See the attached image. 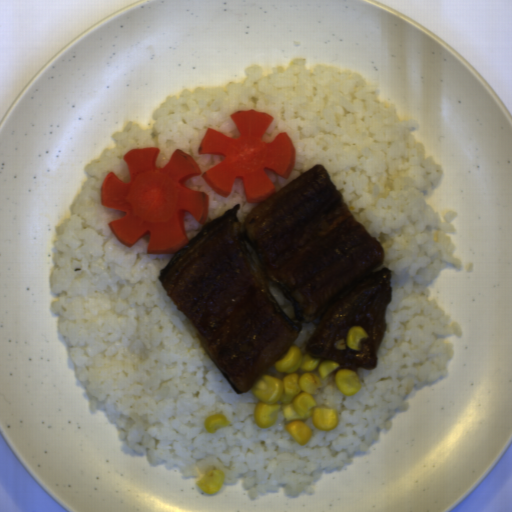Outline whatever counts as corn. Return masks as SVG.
Listing matches in <instances>:
<instances>
[{
	"instance_id": "obj_1",
	"label": "corn",
	"mask_w": 512,
	"mask_h": 512,
	"mask_svg": "<svg viewBox=\"0 0 512 512\" xmlns=\"http://www.w3.org/2000/svg\"><path fill=\"white\" fill-rule=\"evenodd\" d=\"M339 366L334 360L311 357L302 347L293 345L251 388L250 393L257 396L254 422L265 430L273 427L279 412H283L284 429L300 446L313 435L306 423L309 418L317 430L335 429L339 423L337 408L317 405L315 395Z\"/></svg>"
},
{
	"instance_id": "obj_2",
	"label": "corn",
	"mask_w": 512,
	"mask_h": 512,
	"mask_svg": "<svg viewBox=\"0 0 512 512\" xmlns=\"http://www.w3.org/2000/svg\"><path fill=\"white\" fill-rule=\"evenodd\" d=\"M334 382L338 391L347 397L356 394L361 387L360 379L352 369L340 368L335 375Z\"/></svg>"
},
{
	"instance_id": "obj_3",
	"label": "corn",
	"mask_w": 512,
	"mask_h": 512,
	"mask_svg": "<svg viewBox=\"0 0 512 512\" xmlns=\"http://www.w3.org/2000/svg\"><path fill=\"white\" fill-rule=\"evenodd\" d=\"M226 474L217 468L209 469L205 474L197 480L198 488L206 494H214L218 492L224 485Z\"/></svg>"
},
{
	"instance_id": "obj_4",
	"label": "corn",
	"mask_w": 512,
	"mask_h": 512,
	"mask_svg": "<svg viewBox=\"0 0 512 512\" xmlns=\"http://www.w3.org/2000/svg\"><path fill=\"white\" fill-rule=\"evenodd\" d=\"M368 334L361 325L352 326L346 333L345 339L337 340L334 343V348L337 350H345L346 348L352 351H360L361 340L368 338Z\"/></svg>"
},
{
	"instance_id": "obj_5",
	"label": "corn",
	"mask_w": 512,
	"mask_h": 512,
	"mask_svg": "<svg viewBox=\"0 0 512 512\" xmlns=\"http://www.w3.org/2000/svg\"><path fill=\"white\" fill-rule=\"evenodd\" d=\"M229 420L222 413H217L211 416H208L204 420V426L207 433L215 434L220 427H228Z\"/></svg>"
}]
</instances>
